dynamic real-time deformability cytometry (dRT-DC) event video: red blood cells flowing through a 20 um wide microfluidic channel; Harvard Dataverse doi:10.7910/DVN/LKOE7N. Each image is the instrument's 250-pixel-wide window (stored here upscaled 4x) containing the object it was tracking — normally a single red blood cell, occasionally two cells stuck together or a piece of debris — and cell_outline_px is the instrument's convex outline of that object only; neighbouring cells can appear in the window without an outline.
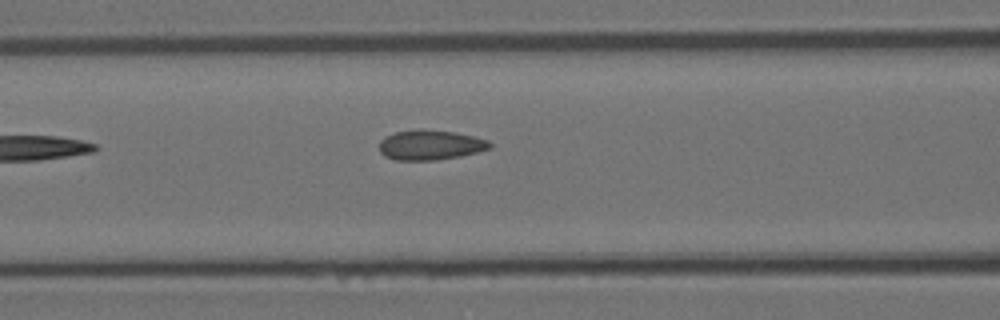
{"species": "Egyptian fruit bat (a non-hibernating species)", "species_latin": "Rousettus aegyptiacus", "temperature_condition": "room temperature", "stored_images_in_passage": 6, "camera_frame_rate_fps": 3000, "um_per_image_px": 0.085, "animal": {"sex": "female"}, "frame": {"image": 1, "passage_image": 6, "time_ms": 1.667, "image_size_px": [1000, 320], "cell_outline_px": [[492, 148], [460, 156], [436, 160], [396, 160], [384, 156], [380, 152], [380, 140], [384, 136], [396, 132], [420, 128], [424, 128], [452, 132], [472, 136], [488, 140], [492, 144]], "centroid_in_image_um": [36.55, 12.31], "position_along_channel_um": 130.0, "area_um2": 19.36}}